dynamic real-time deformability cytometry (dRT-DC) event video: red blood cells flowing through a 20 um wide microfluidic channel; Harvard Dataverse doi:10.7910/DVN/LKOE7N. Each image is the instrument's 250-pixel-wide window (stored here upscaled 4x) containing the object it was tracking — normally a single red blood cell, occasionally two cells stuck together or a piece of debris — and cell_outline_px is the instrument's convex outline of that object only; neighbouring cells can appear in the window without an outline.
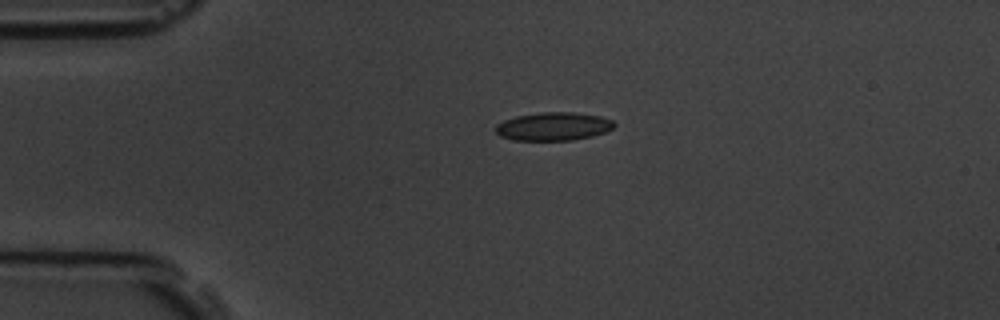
{"species": "common noctule bat (a hibernating species)", "species_latin": "Nyctalus noctula", "temperature_condition": "room temperature", "stored_images_in_passage": 2, "camera_frame_rate_fps": 3000, "um_per_image_px": 0.085, "animal": {"sex": "male", "body_mass_g": 19.5, "forearm_length_mm": 54.6}, "frame": {"image": 1, "passage_image": 1, "time_ms": 0.0, "image_size_px": [1000, 320], "cell_outline_px": [[616, 124], [612, 128], [604, 132], [592, 136], [572, 140], [512, 140], [500, 136], [496, 132], [496, 124], [504, 120], [516, 116], [540, 112], [572, 112], [600, 116], [612, 120]], "centroid_in_image_um": [47.02, 10.74], "position_along_channel_um": 38.0, "area_um2": 19.48}}